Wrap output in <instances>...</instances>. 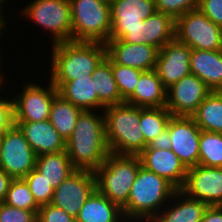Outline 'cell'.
<instances>
[{"mask_svg":"<svg viewBox=\"0 0 222 222\" xmlns=\"http://www.w3.org/2000/svg\"><path fill=\"white\" fill-rule=\"evenodd\" d=\"M100 113L97 110L82 111L73 133L66 140V152L75 169L95 171L110 153L106 142L105 116L103 111Z\"/></svg>","mask_w":222,"mask_h":222,"instance_id":"1","label":"cell"},{"mask_svg":"<svg viewBox=\"0 0 222 222\" xmlns=\"http://www.w3.org/2000/svg\"><path fill=\"white\" fill-rule=\"evenodd\" d=\"M177 189L165 178L140 166L127 203L122 207L127 222H151Z\"/></svg>","mask_w":222,"mask_h":222,"instance_id":"2","label":"cell"},{"mask_svg":"<svg viewBox=\"0 0 222 222\" xmlns=\"http://www.w3.org/2000/svg\"><path fill=\"white\" fill-rule=\"evenodd\" d=\"M51 47V81H71L92 75L106 58V46L101 42L66 41Z\"/></svg>","mask_w":222,"mask_h":222,"instance_id":"3","label":"cell"},{"mask_svg":"<svg viewBox=\"0 0 222 222\" xmlns=\"http://www.w3.org/2000/svg\"><path fill=\"white\" fill-rule=\"evenodd\" d=\"M103 112L110 153L138 155L144 149V135L139 126L140 107L124 102L107 106Z\"/></svg>","mask_w":222,"mask_h":222,"instance_id":"4","label":"cell"},{"mask_svg":"<svg viewBox=\"0 0 222 222\" xmlns=\"http://www.w3.org/2000/svg\"><path fill=\"white\" fill-rule=\"evenodd\" d=\"M140 166L138 155L109 153L104 163L94 171L96 190L122 208L128 201Z\"/></svg>","mask_w":222,"mask_h":222,"instance_id":"5","label":"cell"},{"mask_svg":"<svg viewBox=\"0 0 222 222\" xmlns=\"http://www.w3.org/2000/svg\"><path fill=\"white\" fill-rule=\"evenodd\" d=\"M72 41L106 43L110 39V4L103 0H69Z\"/></svg>","mask_w":222,"mask_h":222,"instance_id":"6","label":"cell"},{"mask_svg":"<svg viewBox=\"0 0 222 222\" xmlns=\"http://www.w3.org/2000/svg\"><path fill=\"white\" fill-rule=\"evenodd\" d=\"M23 10V11H22ZM21 16L46 29L52 44L72 41V14L69 0H33L21 9Z\"/></svg>","mask_w":222,"mask_h":222,"instance_id":"7","label":"cell"},{"mask_svg":"<svg viewBox=\"0 0 222 222\" xmlns=\"http://www.w3.org/2000/svg\"><path fill=\"white\" fill-rule=\"evenodd\" d=\"M175 38L191 49L222 50V28L198 8L176 19Z\"/></svg>","mask_w":222,"mask_h":222,"instance_id":"8","label":"cell"},{"mask_svg":"<svg viewBox=\"0 0 222 222\" xmlns=\"http://www.w3.org/2000/svg\"><path fill=\"white\" fill-rule=\"evenodd\" d=\"M36 157L37 155L17 125L14 124L4 132L0 148L1 170L13 179L24 178L35 168Z\"/></svg>","mask_w":222,"mask_h":222,"instance_id":"9","label":"cell"},{"mask_svg":"<svg viewBox=\"0 0 222 222\" xmlns=\"http://www.w3.org/2000/svg\"><path fill=\"white\" fill-rule=\"evenodd\" d=\"M47 87L33 82L13 97L14 122H41L49 119L50 108L58 90L50 79Z\"/></svg>","mask_w":222,"mask_h":222,"instance_id":"10","label":"cell"},{"mask_svg":"<svg viewBox=\"0 0 222 222\" xmlns=\"http://www.w3.org/2000/svg\"><path fill=\"white\" fill-rule=\"evenodd\" d=\"M95 191L94 171L76 169L54 189L51 204L76 218L83 204Z\"/></svg>","mask_w":222,"mask_h":222,"instance_id":"11","label":"cell"},{"mask_svg":"<svg viewBox=\"0 0 222 222\" xmlns=\"http://www.w3.org/2000/svg\"><path fill=\"white\" fill-rule=\"evenodd\" d=\"M211 90L190 73L166 90V108L172 116H191Z\"/></svg>","mask_w":222,"mask_h":222,"instance_id":"12","label":"cell"},{"mask_svg":"<svg viewBox=\"0 0 222 222\" xmlns=\"http://www.w3.org/2000/svg\"><path fill=\"white\" fill-rule=\"evenodd\" d=\"M181 191L208 206H222V167H205L198 164L188 168Z\"/></svg>","mask_w":222,"mask_h":222,"instance_id":"13","label":"cell"},{"mask_svg":"<svg viewBox=\"0 0 222 222\" xmlns=\"http://www.w3.org/2000/svg\"><path fill=\"white\" fill-rule=\"evenodd\" d=\"M167 129L171 139V150L188 169L198 165L201 129L191 116H172Z\"/></svg>","mask_w":222,"mask_h":222,"instance_id":"14","label":"cell"},{"mask_svg":"<svg viewBox=\"0 0 222 222\" xmlns=\"http://www.w3.org/2000/svg\"><path fill=\"white\" fill-rule=\"evenodd\" d=\"M156 11L155 0H114L110 3V39H122L128 29L142 24Z\"/></svg>","mask_w":222,"mask_h":222,"instance_id":"15","label":"cell"},{"mask_svg":"<svg viewBox=\"0 0 222 222\" xmlns=\"http://www.w3.org/2000/svg\"><path fill=\"white\" fill-rule=\"evenodd\" d=\"M176 20L168 14L156 11L147 17L142 24L128 29L122 38L126 43L147 44L159 50L175 39Z\"/></svg>","mask_w":222,"mask_h":222,"instance_id":"16","label":"cell"},{"mask_svg":"<svg viewBox=\"0 0 222 222\" xmlns=\"http://www.w3.org/2000/svg\"><path fill=\"white\" fill-rule=\"evenodd\" d=\"M191 48L176 38L158 52L155 71L167 89L191 73Z\"/></svg>","mask_w":222,"mask_h":222,"instance_id":"17","label":"cell"},{"mask_svg":"<svg viewBox=\"0 0 222 222\" xmlns=\"http://www.w3.org/2000/svg\"><path fill=\"white\" fill-rule=\"evenodd\" d=\"M106 56L115 64L141 71L155 69L159 49L147 44L126 43L122 39H109Z\"/></svg>","mask_w":222,"mask_h":222,"instance_id":"18","label":"cell"},{"mask_svg":"<svg viewBox=\"0 0 222 222\" xmlns=\"http://www.w3.org/2000/svg\"><path fill=\"white\" fill-rule=\"evenodd\" d=\"M141 166L165 178L181 190L187 177V168L171 149L145 148L138 154Z\"/></svg>","mask_w":222,"mask_h":222,"instance_id":"19","label":"cell"},{"mask_svg":"<svg viewBox=\"0 0 222 222\" xmlns=\"http://www.w3.org/2000/svg\"><path fill=\"white\" fill-rule=\"evenodd\" d=\"M23 132L37 156L66 151V141L49 120L41 122H14Z\"/></svg>","mask_w":222,"mask_h":222,"instance_id":"20","label":"cell"},{"mask_svg":"<svg viewBox=\"0 0 222 222\" xmlns=\"http://www.w3.org/2000/svg\"><path fill=\"white\" fill-rule=\"evenodd\" d=\"M170 201L171 205L168 202L151 222H201L208 207L204 202L188 197L181 190H177Z\"/></svg>","mask_w":222,"mask_h":222,"instance_id":"21","label":"cell"},{"mask_svg":"<svg viewBox=\"0 0 222 222\" xmlns=\"http://www.w3.org/2000/svg\"><path fill=\"white\" fill-rule=\"evenodd\" d=\"M52 83L63 98L83 111L105 109L97 97L91 75L71 81H52Z\"/></svg>","mask_w":222,"mask_h":222,"instance_id":"22","label":"cell"},{"mask_svg":"<svg viewBox=\"0 0 222 222\" xmlns=\"http://www.w3.org/2000/svg\"><path fill=\"white\" fill-rule=\"evenodd\" d=\"M190 68L211 91H222V50L191 49Z\"/></svg>","mask_w":222,"mask_h":222,"instance_id":"23","label":"cell"},{"mask_svg":"<svg viewBox=\"0 0 222 222\" xmlns=\"http://www.w3.org/2000/svg\"><path fill=\"white\" fill-rule=\"evenodd\" d=\"M166 90L155 69L143 71L133 94L125 103L142 108L165 107Z\"/></svg>","mask_w":222,"mask_h":222,"instance_id":"24","label":"cell"},{"mask_svg":"<svg viewBox=\"0 0 222 222\" xmlns=\"http://www.w3.org/2000/svg\"><path fill=\"white\" fill-rule=\"evenodd\" d=\"M76 222H127L122 208L97 190L81 207Z\"/></svg>","mask_w":222,"mask_h":222,"instance_id":"25","label":"cell"},{"mask_svg":"<svg viewBox=\"0 0 222 222\" xmlns=\"http://www.w3.org/2000/svg\"><path fill=\"white\" fill-rule=\"evenodd\" d=\"M35 169L54 189L76 170L66 151L37 156Z\"/></svg>","mask_w":222,"mask_h":222,"instance_id":"26","label":"cell"},{"mask_svg":"<svg viewBox=\"0 0 222 222\" xmlns=\"http://www.w3.org/2000/svg\"><path fill=\"white\" fill-rule=\"evenodd\" d=\"M191 117L201 130L222 133V91H211Z\"/></svg>","mask_w":222,"mask_h":222,"instance_id":"27","label":"cell"},{"mask_svg":"<svg viewBox=\"0 0 222 222\" xmlns=\"http://www.w3.org/2000/svg\"><path fill=\"white\" fill-rule=\"evenodd\" d=\"M99 101L105 106L122 104L116 81L112 72V61L106 58L97 66L91 75Z\"/></svg>","mask_w":222,"mask_h":222,"instance_id":"28","label":"cell"},{"mask_svg":"<svg viewBox=\"0 0 222 222\" xmlns=\"http://www.w3.org/2000/svg\"><path fill=\"white\" fill-rule=\"evenodd\" d=\"M82 111L57 93L53 98L48 120L66 141L73 133L75 124Z\"/></svg>","mask_w":222,"mask_h":222,"instance_id":"29","label":"cell"},{"mask_svg":"<svg viewBox=\"0 0 222 222\" xmlns=\"http://www.w3.org/2000/svg\"><path fill=\"white\" fill-rule=\"evenodd\" d=\"M172 114L166 107H140V128L144 135V149L157 135L167 129Z\"/></svg>","mask_w":222,"mask_h":222,"instance_id":"30","label":"cell"},{"mask_svg":"<svg viewBox=\"0 0 222 222\" xmlns=\"http://www.w3.org/2000/svg\"><path fill=\"white\" fill-rule=\"evenodd\" d=\"M198 164L205 167H222V133L201 130Z\"/></svg>","mask_w":222,"mask_h":222,"instance_id":"31","label":"cell"},{"mask_svg":"<svg viewBox=\"0 0 222 222\" xmlns=\"http://www.w3.org/2000/svg\"><path fill=\"white\" fill-rule=\"evenodd\" d=\"M3 202L12 207L35 211L37 214L40 208L23 178L13 179L11 181Z\"/></svg>","mask_w":222,"mask_h":222,"instance_id":"32","label":"cell"},{"mask_svg":"<svg viewBox=\"0 0 222 222\" xmlns=\"http://www.w3.org/2000/svg\"><path fill=\"white\" fill-rule=\"evenodd\" d=\"M112 72L121 98L126 101L133 94L143 71L112 62Z\"/></svg>","mask_w":222,"mask_h":222,"instance_id":"33","label":"cell"},{"mask_svg":"<svg viewBox=\"0 0 222 222\" xmlns=\"http://www.w3.org/2000/svg\"><path fill=\"white\" fill-rule=\"evenodd\" d=\"M23 179L28 184L39 206L51 204L54 188L43 178V175L38 170L34 168Z\"/></svg>","mask_w":222,"mask_h":222,"instance_id":"34","label":"cell"},{"mask_svg":"<svg viewBox=\"0 0 222 222\" xmlns=\"http://www.w3.org/2000/svg\"><path fill=\"white\" fill-rule=\"evenodd\" d=\"M158 12L168 14L175 20L184 13L198 8V0H155Z\"/></svg>","mask_w":222,"mask_h":222,"instance_id":"35","label":"cell"},{"mask_svg":"<svg viewBox=\"0 0 222 222\" xmlns=\"http://www.w3.org/2000/svg\"><path fill=\"white\" fill-rule=\"evenodd\" d=\"M0 222H37V213L0 203Z\"/></svg>","mask_w":222,"mask_h":222,"instance_id":"36","label":"cell"},{"mask_svg":"<svg viewBox=\"0 0 222 222\" xmlns=\"http://www.w3.org/2000/svg\"><path fill=\"white\" fill-rule=\"evenodd\" d=\"M37 222H76V219L63 209L52 204L42 205L37 214Z\"/></svg>","mask_w":222,"mask_h":222,"instance_id":"37","label":"cell"},{"mask_svg":"<svg viewBox=\"0 0 222 222\" xmlns=\"http://www.w3.org/2000/svg\"><path fill=\"white\" fill-rule=\"evenodd\" d=\"M198 9L222 28V0H198Z\"/></svg>","mask_w":222,"mask_h":222,"instance_id":"38","label":"cell"},{"mask_svg":"<svg viewBox=\"0 0 222 222\" xmlns=\"http://www.w3.org/2000/svg\"><path fill=\"white\" fill-rule=\"evenodd\" d=\"M1 90V88H0ZM13 99L0 98V132H5L14 125Z\"/></svg>","mask_w":222,"mask_h":222,"instance_id":"39","label":"cell"},{"mask_svg":"<svg viewBox=\"0 0 222 222\" xmlns=\"http://www.w3.org/2000/svg\"><path fill=\"white\" fill-rule=\"evenodd\" d=\"M145 148H154L160 150L170 149L171 139L169 135V130L165 129L162 133L157 135L151 142H149Z\"/></svg>","mask_w":222,"mask_h":222,"instance_id":"40","label":"cell"},{"mask_svg":"<svg viewBox=\"0 0 222 222\" xmlns=\"http://www.w3.org/2000/svg\"><path fill=\"white\" fill-rule=\"evenodd\" d=\"M201 222H222V206H208Z\"/></svg>","mask_w":222,"mask_h":222,"instance_id":"41","label":"cell"},{"mask_svg":"<svg viewBox=\"0 0 222 222\" xmlns=\"http://www.w3.org/2000/svg\"><path fill=\"white\" fill-rule=\"evenodd\" d=\"M12 180L10 175L0 169V203L4 201Z\"/></svg>","mask_w":222,"mask_h":222,"instance_id":"42","label":"cell"},{"mask_svg":"<svg viewBox=\"0 0 222 222\" xmlns=\"http://www.w3.org/2000/svg\"><path fill=\"white\" fill-rule=\"evenodd\" d=\"M4 9H2V8H0V37H2V33H3V31H5L6 30V28H5V25H6V18H5V16L6 15H4L5 13H3V12H5V10L3 11ZM5 29V30H4Z\"/></svg>","mask_w":222,"mask_h":222,"instance_id":"43","label":"cell"},{"mask_svg":"<svg viewBox=\"0 0 222 222\" xmlns=\"http://www.w3.org/2000/svg\"><path fill=\"white\" fill-rule=\"evenodd\" d=\"M1 55L2 54L0 53V61H2L1 59L3 58ZM0 67L2 68L1 63H0ZM1 73L3 74V71L1 72V70H0V86L2 87L4 85L3 81L6 82V80H4L5 77Z\"/></svg>","mask_w":222,"mask_h":222,"instance_id":"44","label":"cell"},{"mask_svg":"<svg viewBox=\"0 0 222 222\" xmlns=\"http://www.w3.org/2000/svg\"><path fill=\"white\" fill-rule=\"evenodd\" d=\"M7 2V0H0V8L4 9L3 6L5 5V3Z\"/></svg>","mask_w":222,"mask_h":222,"instance_id":"45","label":"cell"},{"mask_svg":"<svg viewBox=\"0 0 222 222\" xmlns=\"http://www.w3.org/2000/svg\"><path fill=\"white\" fill-rule=\"evenodd\" d=\"M3 134L4 132H0V148H1L2 140H3Z\"/></svg>","mask_w":222,"mask_h":222,"instance_id":"46","label":"cell"},{"mask_svg":"<svg viewBox=\"0 0 222 222\" xmlns=\"http://www.w3.org/2000/svg\"><path fill=\"white\" fill-rule=\"evenodd\" d=\"M103 1H106V2H108V3L110 4V3L113 2L114 0H103Z\"/></svg>","mask_w":222,"mask_h":222,"instance_id":"47","label":"cell"}]
</instances>
